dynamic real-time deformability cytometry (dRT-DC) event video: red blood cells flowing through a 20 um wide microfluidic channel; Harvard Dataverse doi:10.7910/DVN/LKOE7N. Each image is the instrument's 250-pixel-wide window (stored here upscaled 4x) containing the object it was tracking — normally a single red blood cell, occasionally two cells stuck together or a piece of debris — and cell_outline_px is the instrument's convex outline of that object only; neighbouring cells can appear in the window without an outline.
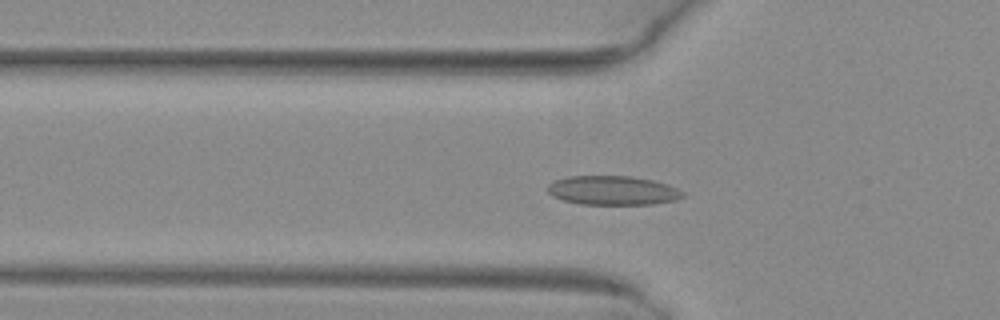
{"species": "common noctule bat (a hibernating species)", "species_latin": "Nyctalus noctula", "temperature_condition": "warm", "stored_images_in_passage": 50, "camera_frame_rate_fps": 3000, "um_per_image_px": 0.085, "animal": {"sex": "female", "body_mass_g": 29.2, "forearm_length_mm": 56.3}, "frame": {"image": 1, "passage_image": 16, "time_ms": 5.0, "image_size_px": [1000, 320], "cell_outline_px": [[684, 196], [676, 200], [652, 204], [580, 204], [564, 200], [552, 196], [548, 192], [548, 184], [556, 180], [568, 176], [632, 176], [652, 180], [668, 184], [684, 192]], "centroid_in_image_um": [52.09, 16.18], "position_along_channel_um": 73.7, "area_um2": 22.89}}
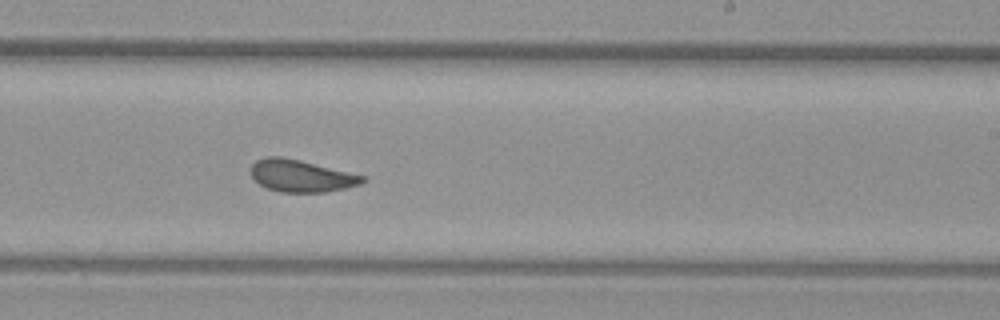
{"frame": {"image": 2, "passage_image": 30, "time_ms": 9.667, "image_size_px": [1000, 320], "cell_outline_px": [[368, 180], [360, 184], [344, 188], [324, 192], [280, 192], [268, 188], [260, 184], [248, 172], [252, 164], [256, 160], [268, 156], [280, 156], [300, 160], [364, 176]], "centroid_in_image_um": [25.56, 14.94], "position_along_channel_um": 263.4, "area_um2": 20.75}}
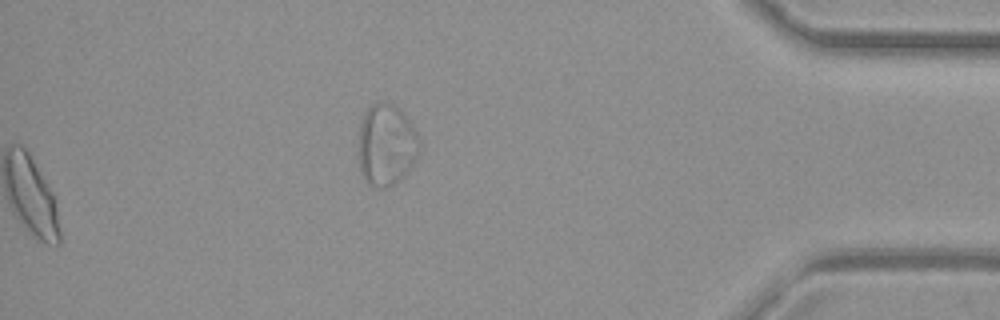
{"frame": {"image": 3, "passage_image": 50, "time_ms": 16.333, "image_size_px": [1000, 320], "cell_outline_px": [[420, 152], [416, 160], [404, 176], [392, 184], [384, 188], [380, 188], [368, 184], [360, 172], [360, 124], [364, 112], [372, 104], [380, 100], [392, 104], [400, 108], [412, 124], [420, 140]], "centroid_in_image_um": [32.87, 12.29], "position_along_channel_um": 402.3, "area_um2": 29.07}, "authors_computed_cell_mechanics": {"area_um2": 21.9351, "velocity_mm_per_s": 4.0621, "shape_relaxation_time_tau1_ms": 5.0096, "shape_relaxation_time_tau2_ms": 1.4172, "deformation_change_tau1": 0.1226, "deformation_change_tau2": 0.0428}}